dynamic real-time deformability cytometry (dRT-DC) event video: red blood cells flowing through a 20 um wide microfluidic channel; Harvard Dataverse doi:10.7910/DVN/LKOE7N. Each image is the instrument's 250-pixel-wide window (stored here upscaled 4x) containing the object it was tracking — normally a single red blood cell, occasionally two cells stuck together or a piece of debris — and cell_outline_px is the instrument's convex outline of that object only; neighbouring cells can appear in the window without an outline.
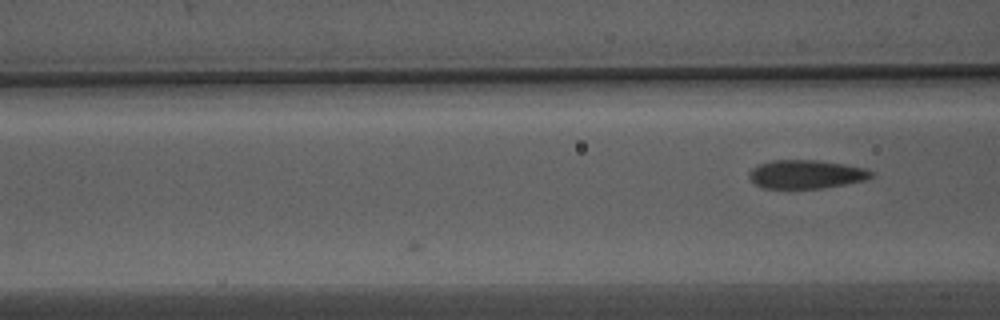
{"species": "Egyptian fruit bat (a non-hibernating species)", "species_latin": "Rousettus aegyptiacus", "temperature_condition": "warm", "stored_images_in_passage": 3, "camera_frame_rate_fps": 3000, "um_per_image_px": 0.085, "animal": {"sex": "male"}, "frame": {"image": 1, "passage_image": 3, "time_ms": 0.667, "image_size_px": [1000, 320], "cell_outline_px": [[876, 176], [864, 180], [824, 188], [760, 188], [748, 176], [748, 172], [752, 168], [760, 164], [772, 160], [816, 160], [844, 164], [864, 168], [876, 172]], "centroid_in_image_um": [68.54, 14.81], "position_along_channel_um": 98.1, "area_um2": 20.4}}